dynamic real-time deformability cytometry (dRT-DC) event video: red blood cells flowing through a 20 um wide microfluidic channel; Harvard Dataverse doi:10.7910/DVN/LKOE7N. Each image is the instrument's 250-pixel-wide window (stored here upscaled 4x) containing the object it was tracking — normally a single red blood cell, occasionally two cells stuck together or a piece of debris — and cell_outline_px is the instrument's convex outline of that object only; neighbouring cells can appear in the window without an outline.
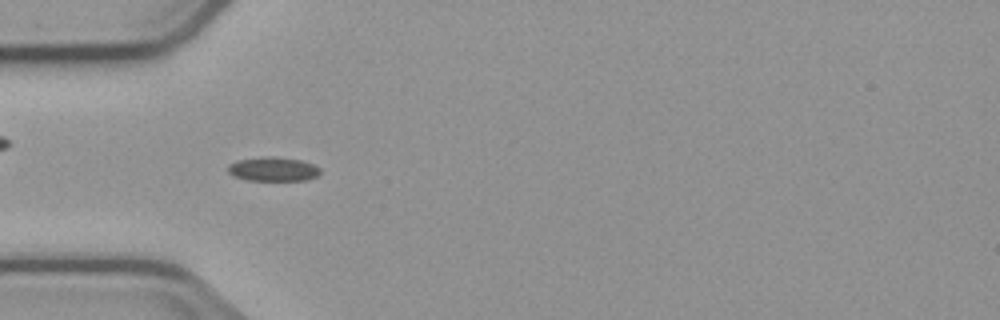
{"species": "common noctule bat (a hibernating species)", "species_latin": "Nyctalus noctula", "temperature_condition": "cold", "stored_images_in_passage": 4, "camera_frame_rate_fps": 3000, "um_per_image_px": 0.085, "animal": {"sex": "male", "body_mass_g": 23.1, "forearm_length_mm": 52.7}, "frame": {"image": 1, "passage_image": 3, "time_ms": 2.333, "image_size_px": [1000, 320], "cell_outline_px": [[320, 172], [316, 176], [304, 180], [244, 180], [232, 176], [228, 172], [228, 164], [236, 160], [264, 156], [272, 156], [300, 160], [312, 164], [320, 168]], "centroid_in_image_um": [23.15, 14.37], "position_along_channel_um": 61.9, "area_um2": 13.01}}
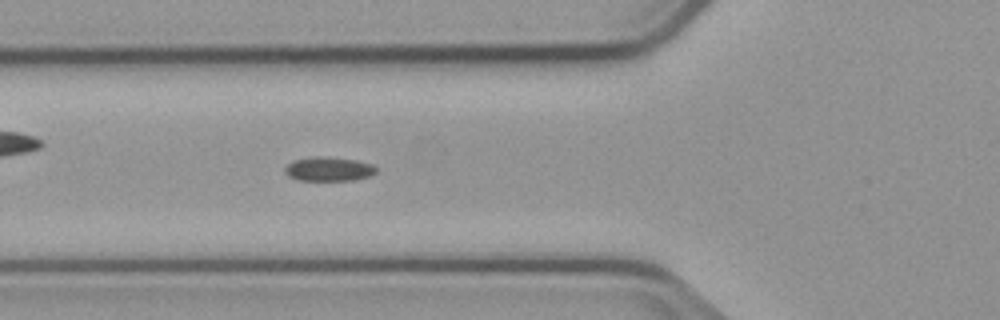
{"frame": {"image": 2, "passage_image": 4, "time_ms": 3.333, "image_size_px": [1000, 320], "cell_outline_px": [[376, 172], [368, 176], [356, 180], [296, 180], [288, 176], [284, 172], [284, 168], [288, 164], [296, 160], [356, 160], [372, 164], [376, 168]], "centroid_in_image_um": [27.96, 14.44], "position_along_channel_um": 97.8, "area_um2": 11.79}}